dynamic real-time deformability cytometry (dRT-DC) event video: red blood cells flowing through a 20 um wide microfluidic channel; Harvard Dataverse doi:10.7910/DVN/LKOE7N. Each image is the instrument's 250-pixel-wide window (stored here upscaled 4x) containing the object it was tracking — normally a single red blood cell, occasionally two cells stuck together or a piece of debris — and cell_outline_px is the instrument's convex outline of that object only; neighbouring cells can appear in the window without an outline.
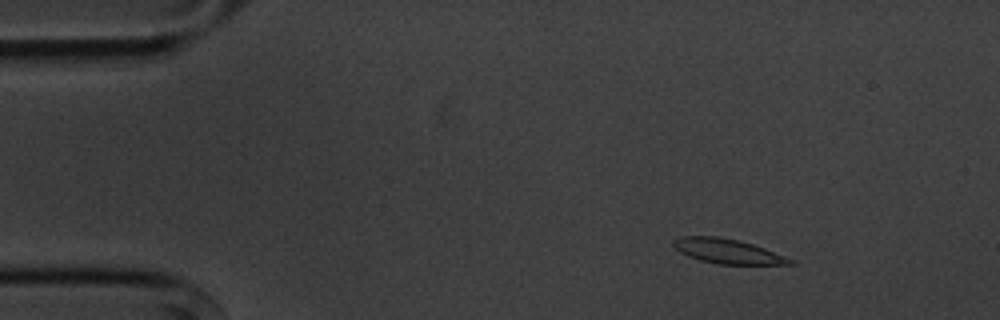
{"species": "common noctule bat (a hibernating species)", "species_latin": "Nyctalus noctula", "temperature_condition": "cold", "stored_images_in_passage": 8, "camera_frame_rate_fps": 3000, "um_per_image_px": 0.085, "animal": {"sex": "male", "body_mass_g": 20.1, "forearm_length_mm": 53.5}, "frame": {"image": 1, "passage_image": 3, "time_ms": 2.333, "image_size_px": [1000, 320], "cell_outline_px": [[796, 264], [716, 264], [700, 260], [688, 256], [680, 252], [672, 244], [672, 240], [680, 236], [720, 236], [740, 240], [764, 248], [796, 260]], "centroid_in_image_um": [61.84, 21.34], "position_along_channel_um": 23.2, "area_um2": 16.88}}
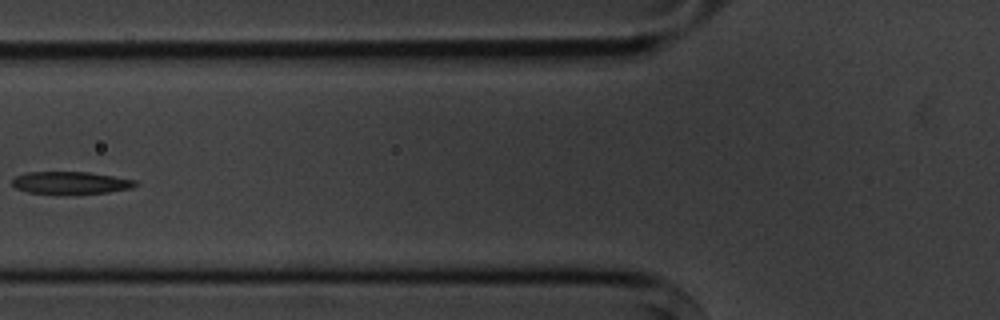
{"frame": {"image": 2, "passage_image": 7, "time_ms": 7.0, "image_size_px": [1000, 320], "cell_outline_px": [[140, 184], [132, 188], [108, 192], [28, 192], [16, 188], [12, 184], [12, 180], [16, 176], [28, 172], [88, 172], [136, 180]], "centroid_in_image_um": [6.04, 15.5], "position_along_channel_um": 119.8, "area_um2": 15.43}}
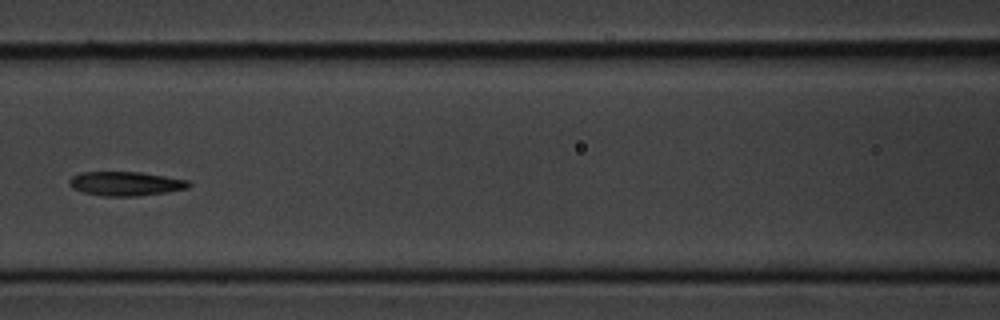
{"frame": {"image": 3, "passage_image": 8, "time_ms": 8.0, "image_size_px": [1000, 320], "cell_outline_px": [[192, 184], [188, 188], [168, 192], [136, 196], [104, 196], [84, 192], [72, 188], [68, 184], [68, 180], [72, 176], [80, 172], [140, 172], [188, 180]], "centroid_in_image_um": [10.67, 15.61], "position_along_channel_um": 155.9, "area_um2": 16.82}}